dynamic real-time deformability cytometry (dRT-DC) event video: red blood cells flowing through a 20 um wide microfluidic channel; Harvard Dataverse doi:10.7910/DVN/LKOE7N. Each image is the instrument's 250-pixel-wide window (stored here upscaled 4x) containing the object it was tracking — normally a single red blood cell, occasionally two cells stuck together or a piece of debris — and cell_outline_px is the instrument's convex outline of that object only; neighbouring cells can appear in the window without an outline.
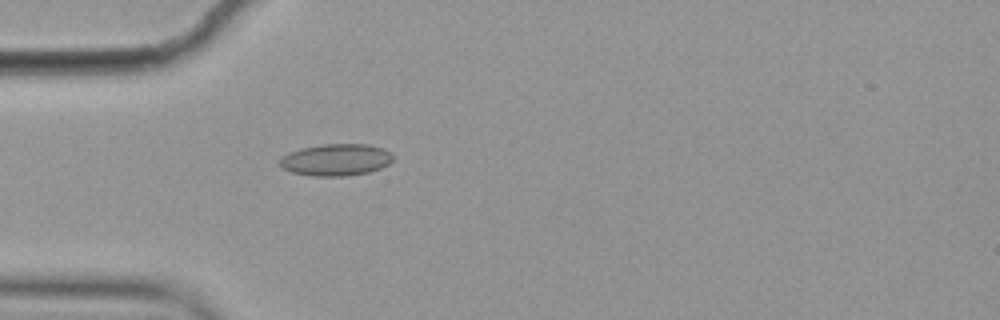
{"species": "common noctule bat (a hibernating species)", "species_latin": "Nyctalus noctula", "temperature_condition": "cold", "stored_images_in_passage": 5, "camera_frame_rate_fps": 3000, "um_per_image_px": 0.085, "animal": {"sex": "female", "body_mass_g": 19.9}, "frame": {"image": 1, "passage_image": 5, "time_ms": 1.333, "image_size_px": [1000, 320], "cell_outline_px": [[392, 160], [388, 164], [380, 168], [368, 172], [344, 176], [312, 176], [292, 172], [284, 168], [280, 164], [280, 160], [284, 156], [300, 148], [324, 144], [368, 144], [384, 148], [392, 152]], "centroid_in_image_um": [28.6, 13.57], "position_along_channel_um": 56.4, "area_um2": 20.87}}